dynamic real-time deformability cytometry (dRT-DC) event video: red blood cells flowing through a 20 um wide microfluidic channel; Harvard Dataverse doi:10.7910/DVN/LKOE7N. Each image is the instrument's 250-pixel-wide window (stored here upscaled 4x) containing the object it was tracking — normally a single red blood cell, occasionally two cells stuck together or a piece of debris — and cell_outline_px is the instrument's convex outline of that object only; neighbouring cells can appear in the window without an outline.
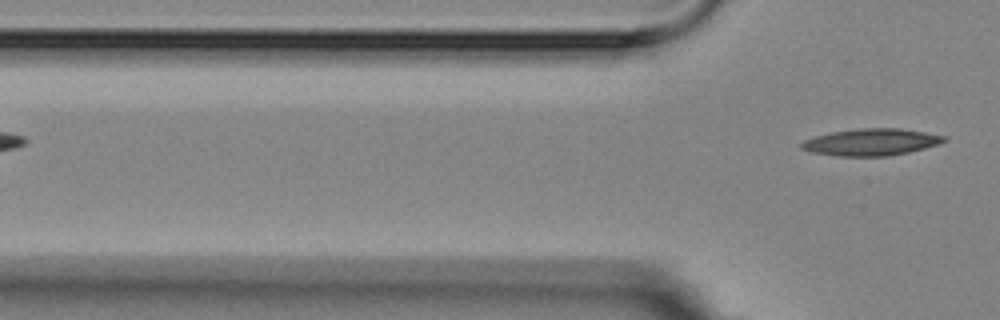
{"species": "Egyptian fruit bat (a non-hibernating species)", "species_latin": "Rousettus aegyptiacus", "temperature_condition": "room temperature", "stored_images_in_passage": 3, "segment_of_instrument_passage": [2, 2], "camera_frame_rate_fps": 3000, "um_per_image_px": 0.085, "animal": {"sex": "female"}, "frame": {"image": 1, "passage_image": 3, "time_ms": 2.0, "image_size_px": [1000, 320], "cell_outline_px": [[948, 140], [924, 148], [908, 152], [884, 156], [836, 156], [812, 152], [800, 148], [800, 144], [804, 140], [816, 136], [832, 132], [860, 128], [900, 128], [924, 132], [944, 136]], "centroid_in_image_um": [74.02, 12.08], "position_along_channel_um": 51.8, "area_um2": 22.08}}